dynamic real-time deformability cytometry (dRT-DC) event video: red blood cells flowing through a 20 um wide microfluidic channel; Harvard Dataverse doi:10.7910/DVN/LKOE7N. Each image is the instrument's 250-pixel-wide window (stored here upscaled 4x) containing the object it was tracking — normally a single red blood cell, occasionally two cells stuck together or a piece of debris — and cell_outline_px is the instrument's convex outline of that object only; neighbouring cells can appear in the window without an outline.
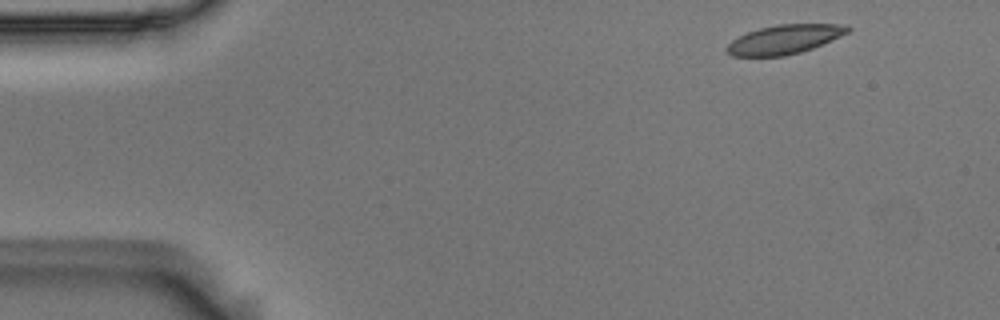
{"species": "Egyptian fruit bat (a non-hibernating species)", "species_latin": "Rousettus aegyptiacus", "temperature_condition": "room temperature", "stored_images_in_passage": 4, "camera_frame_rate_fps": 3000, "um_per_image_px": 0.085, "animal": {"sex": "male"}, "frame": {"image": 1, "passage_image": 1, "time_ms": 0.0, "image_size_px": [1000, 320], "cell_outline_px": [[852, 28], [848, 32], [832, 40], [812, 48], [800, 52], [784, 56], [732, 56], [724, 48], [732, 40], [748, 32], [760, 28], [776, 24], [848, 24]], "centroid_in_image_um": [66.69, 3.34], "position_along_channel_um": 18.3, "area_um2": 20.46}}
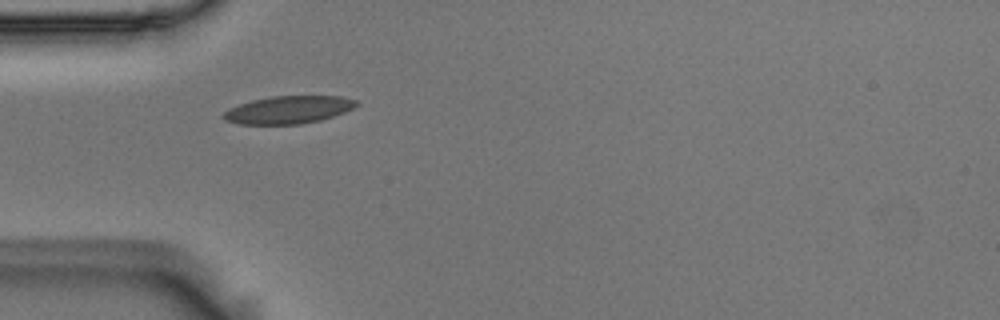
{"frame": {"image": 2, "passage_image": 4, "time_ms": 1.0, "image_size_px": [1000, 320], "cell_outline_px": [[360, 104], [344, 112], [320, 120], [300, 124], [240, 124], [224, 120], [220, 116], [228, 108], [252, 100], [272, 96], [340, 96], [356, 100]], "centroid_in_image_um": [24.49, 9.33], "position_along_channel_um": 60.5, "area_um2": 21.39}}